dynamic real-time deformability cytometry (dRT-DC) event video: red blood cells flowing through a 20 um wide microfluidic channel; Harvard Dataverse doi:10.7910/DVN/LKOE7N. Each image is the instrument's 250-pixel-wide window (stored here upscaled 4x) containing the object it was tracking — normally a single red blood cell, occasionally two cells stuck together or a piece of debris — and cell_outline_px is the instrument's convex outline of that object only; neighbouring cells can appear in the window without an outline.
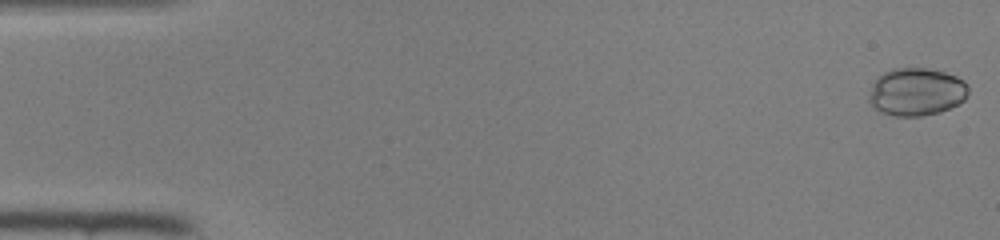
{"species": "common noctule bat (a hibernating species)", "species_latin": "Nyctalus noctula", "temperature_condition": "room temperature", "stored_images_in_passage": 46, "camera_frame_rate_fps": 3000, "um_per_image_px": 0.085, "animal": {"sex": "female", "body_mass_g": 22.0, "forearm_length_mm": 56.7}, "frame": {"image": 1, "passage_image": 1, "time_ms": 0.0, "image_size_px": [1000, 240], "cell_outline_px": [[968, 92], [964, 100], [940, 112], [920, 116], [896, 116], [880, 112], [868, 100], [868, 96], [872, 84], [884, 72], [892, 68], [928, 68], [944, 72], [956, 76], [964, 80], [968, 84]], "centroid_in_image_um": [77.89, 7.8], "position_along_channel_um": 7.1, "area_um2": 27.63}}
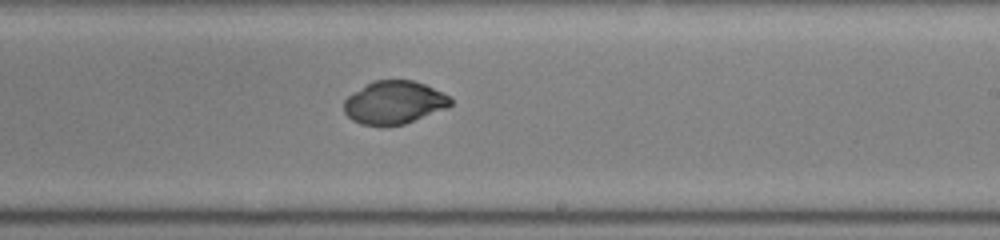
{"frame": {"image": 2, "passage_image": 28, "time_ms": 9.0, "image_size_px": [1000, 240], "cell_outline_px": [[452, 104], [448, 108], [404, 124], [380, 128], [360, 124], [352, 120], [344, 112], [344, 100], [352, 92], [372, 80], [412, 80], [424, 84], [448, 96], [452, 100]], "centroid_in_image_um": [33.46, 8.74], "position_along_channel_um": 255.5, "area_um2": 27.11}}
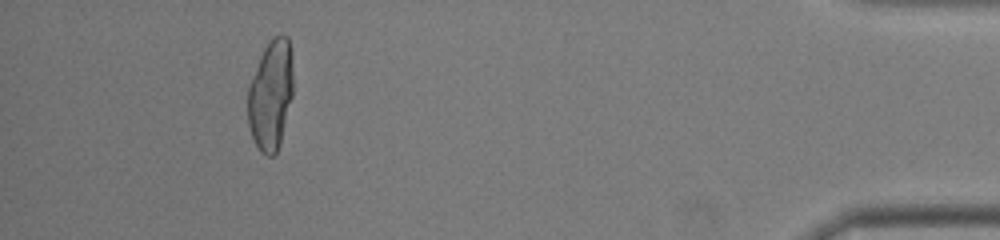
{"frame": {"image": 3, "passage_image": 43, "time_ms": 14.0, "image_size_px": [1000, 240], "cell_outline_px": [[292, 96], [280, 144], [276, 152], [272, 156], [268, 156], [260, 152], [252, 136], [248, 124], [248, 84], [260, 56], [268, 40], [280, 32], [288, 36], [292, 52]], "centroid_in_image_um": [23.01, 8.01], "position_along_channel_um": 412.2, "area_um2": 29.42}}